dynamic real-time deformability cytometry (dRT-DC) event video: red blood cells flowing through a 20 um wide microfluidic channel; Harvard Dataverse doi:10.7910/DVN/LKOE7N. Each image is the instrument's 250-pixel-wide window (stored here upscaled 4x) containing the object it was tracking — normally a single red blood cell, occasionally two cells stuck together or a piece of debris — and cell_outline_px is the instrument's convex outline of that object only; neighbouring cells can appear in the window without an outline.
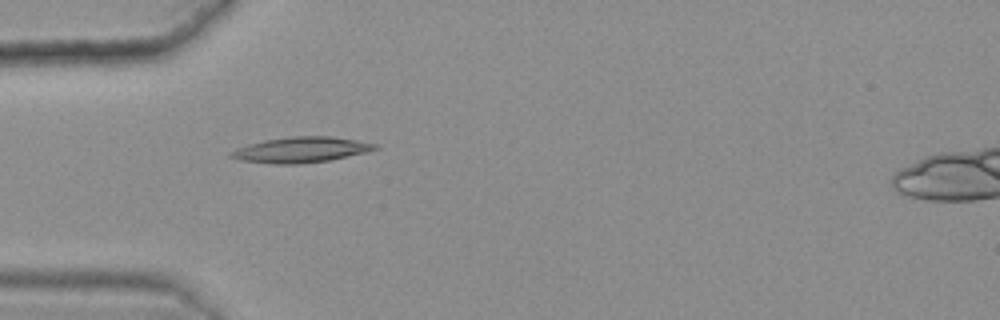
{"species": "common noctule bat (a hibernating species)", "species_latin": "Nyctalus noctula", "temperature_condition": "warm", "stored_images_in_passage": 50, "camera_frame_rate_fps": 3000, "um_per_image_px": 0.085, "animal": {"sex": "female", "body_mass_g": 25.1}, "frame": {"image": 1, "passage_image": 17, "time_ms": 5.333, "image_size_px": [1000, 320], "cell_outline_px": [[380, 148], [364, 152], [328, 160], [300, 164], [272, 164], [240, 160], [228, 156], [228, 152], [236, 148], [248, 144], [264, 140], [292, 136], [332, 136], [356, 140], [376, 144]], "centroid_in_image_um": [25.52, 12.73], "position_along_channel_um": 59.5, "area_um2": 21.39}}
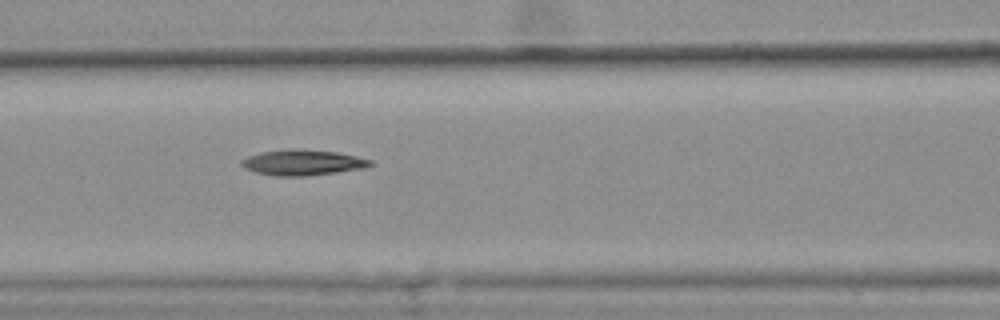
{"frame": {"image": 2, "passage_image": 24, "time_ms": 7.667, "image_size_px": [1000, 320], "cell_outline_px": [[372, 164], [360, 168], [336, 172], [304, 176], [272, 176], [256, 172], [244, 168], [240, 164], [240, 160], [248, 156], [260, 152], [336, 152], [356, 156], [372, 160]], "centroid_in_image_um": [25.68, 13.87], "position_along_channel_um": 140.9, "area_um2": 17.98}}
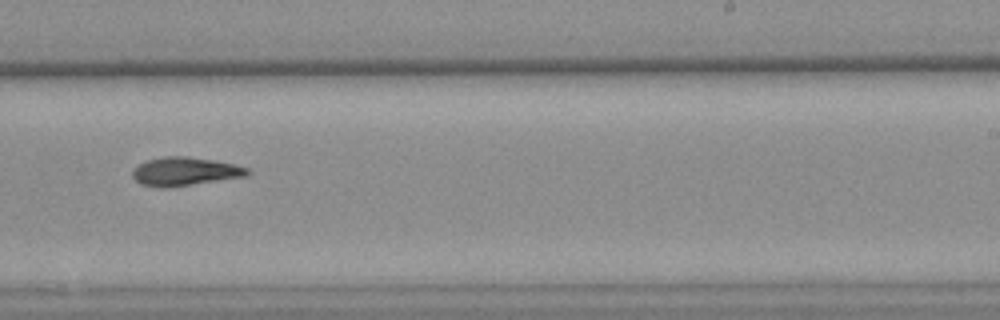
{"frame": {"image": 3, "passage_image": 35, "time_ms": 11.333, "image_size_px": [1000, 320], "cell_outline_px": [[252, 172], [248, 176], [168, 188], [160, 188], [140, 184], [132, 176], [132, 172], [144, 160], [164, 156], [188, 156], [216, 160], [248, 168]], "centroid_in_image_um": [15.73, 14.57], "position_along_channel_um": 273.3, "area_um2": 19.31}}